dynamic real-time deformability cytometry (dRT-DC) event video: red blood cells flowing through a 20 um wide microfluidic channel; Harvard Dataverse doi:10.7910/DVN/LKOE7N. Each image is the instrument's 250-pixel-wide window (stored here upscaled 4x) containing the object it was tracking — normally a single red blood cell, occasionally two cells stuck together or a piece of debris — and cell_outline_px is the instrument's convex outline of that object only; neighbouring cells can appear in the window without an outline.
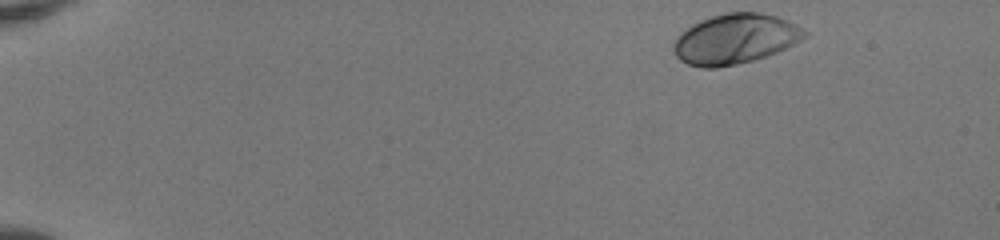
{"species": "human", "species_latin": "Homo sapiens", "temperature_condition": "room temperature", "stored_images_in_passage": 45, "camera_frame_rate_fps": 3000, "um_per_image_px": 0.085, "donor": {"sex": "female"}, "frame": {"image": 1, "passage_image": 1, "time_ms": 0.0, "image_size_px": [1000, 240], "cell_outline_px": [[808, 36], [776, 52], [752, 60], [736, 64], [716, 68], [704, 68], [688, 64], [680, 60], [676, 56], [672, 48], [672, 44], [676, 36], [692, 24], [700, 20], [712, 16], [728, 12], [756, 12], [776, 16], [796, 24], [808, 32]], "centroid_in_image_um": [62.45, 3.31], "position_along_channel_um": 22.6, "area_um2": 38.03}}
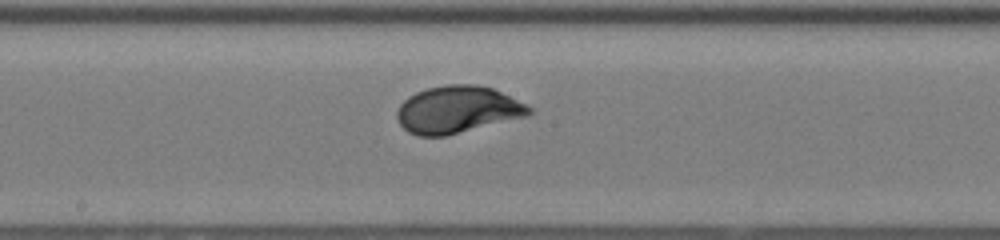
{"frame": {"image": 2, "passage_image": 24, "time_ms": 7.667, "image_size_px": [1000, 240], "cell_outline_px": [[532, 112], [528, 116], [444, 136], [416, 136], [408, 132], [400, 124], [396, 116], [396, 112], [400, 104], [408, 96], [416, 92], [428, 88], [448, 84], [476, 84], [492, 88], [532, 108]], "centroid_in_image_um": [38.85, 9.32], "position_along_channel_um": 209.4, "area_um2": 36.07}}
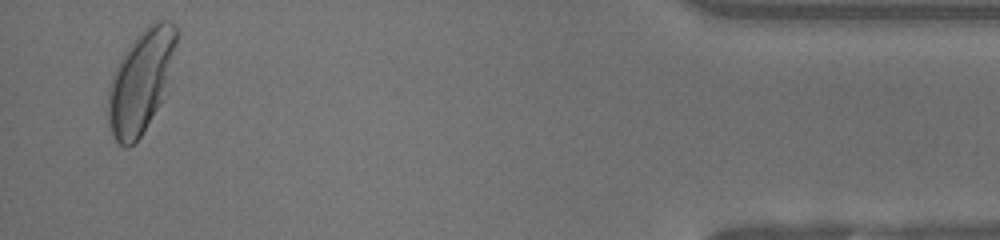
{"frame": {"image": 3, "passage_image": 44, "time_ms": 14.333, "image_size_px": [1000, 240], "cell_outline_px": [[180, 32], [156, 108], [140, 136], [128, 148], [124, 148], [112, 136], [108, 128], [108, 88], [112, 76], [124, 52], [132, 40], [152, 20], [168, 20], [176, 24]], "centroid_in_image_um": [11.92, 6.85], "position_along_channel_um": 423.3, "area_um2": 39.65}, "authors_computed_cell_mechanics": {"area_um2": 35.7782, "velocity_mm_per_s": 4.127, "shape_relaxation_time_tau1_ms": 2.2556, "shape_relaxation_time_tau2_ms": null, "deformation_change_tau1": 0.1616, "deformation_change_tau2": null}}